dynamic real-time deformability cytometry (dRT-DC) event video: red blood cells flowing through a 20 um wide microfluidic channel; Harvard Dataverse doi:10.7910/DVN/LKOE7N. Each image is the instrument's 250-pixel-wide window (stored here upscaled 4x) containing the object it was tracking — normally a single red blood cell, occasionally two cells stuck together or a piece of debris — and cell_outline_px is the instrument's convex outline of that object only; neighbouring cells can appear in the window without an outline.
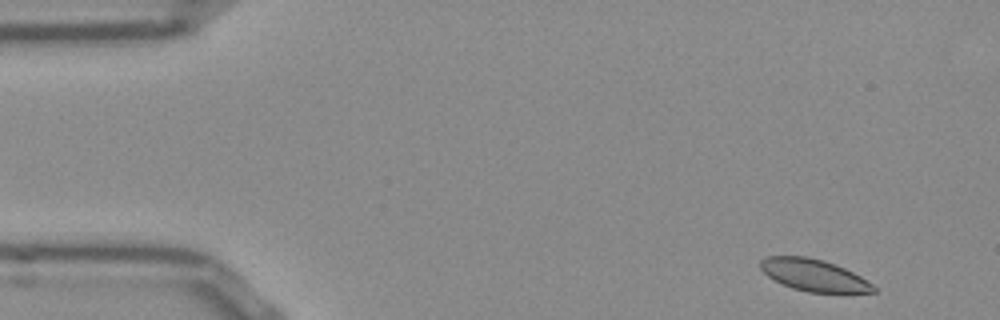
{"species": "Egyptian fruit bat (a non-hibernating species)", "species_latin": "Rousettus aegyptiacus", "temperature_condition": "room temperature", "stored_images_in_passage": 50, "camera_frame_rate_fps": 3000, "um_per_image_px": 0.085, "frame": {"image": 1, "passage_image": 1, "time_ms": 0.0, "image_size_px": [1000, 320], "cell_outline_px": [[876, 292], [808, 292], [792, 288], [768, 276], [760, 268], [760, 260], [764, 256], [808, 256], [824, 260], [844, 268], [860, 276], [872, 284], [876, 288]], "centroid_in_image_um": [69.15, 23.37], "position_along_channel_um": 15.8, "area_um2": 20.81}}
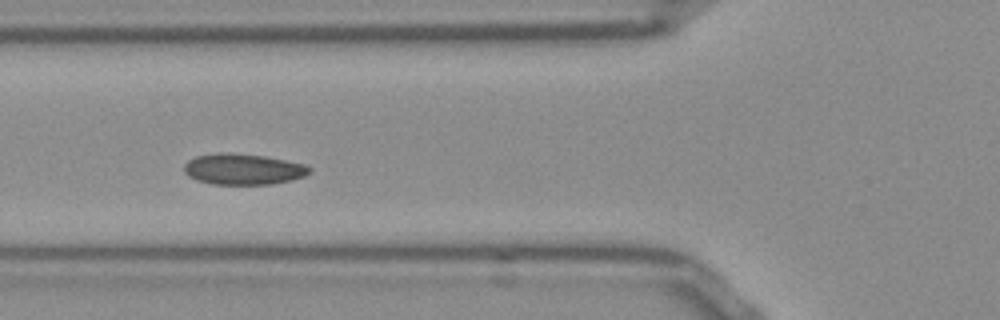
{"frame": {"image": 2, "passage_image": 16, "time_ms": 5.0, "image_size_px": [1000, 320], "cell_outline_px": [[312, 172], [304, 176], [292, 180], [272, 184], [212, 184], [196, 180], [188, 176], [184, 172], [184, 164], [188, 160], [196, 156], [220, 152], [224, 152], [264, 156], [304, 164], [312, 168]], "centroid_in_image_um": [20.66, 14.38], "position_along_channel_um": 105.1, "area_um2": 22.66}}
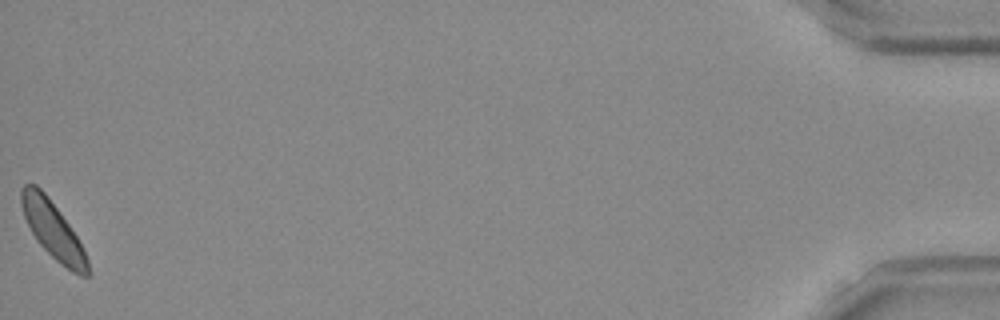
{"frame": {"image": 3, "passage_image": 50, "time_ms": 16.333, "image_size_px": [1000, 320], "cell_outline_px": [[88, 276], [80, 276], [72, 272], [60, 264], [36, 240], [24, 216], [20, 204], [20, 188], [24, 184], [36, 184], [44, 192], [68, 224], [84, 248], [88, 260]], "centroid_in_image_um": [4.48, 19.55], "position_along_channel_um": 430.7, "area_um2": 21.68}, "authors_computed_cell_mechanics": {"area_um2": 21.7328, "velocity_mm_per_s": 3.7792, "shape_relaxation_time_tau1_ms": null, "shape_relaxation_time_tau2_ms": 4.013, "deformation_change_tau1": null, "deformation_change_tau2": 0.0643}}